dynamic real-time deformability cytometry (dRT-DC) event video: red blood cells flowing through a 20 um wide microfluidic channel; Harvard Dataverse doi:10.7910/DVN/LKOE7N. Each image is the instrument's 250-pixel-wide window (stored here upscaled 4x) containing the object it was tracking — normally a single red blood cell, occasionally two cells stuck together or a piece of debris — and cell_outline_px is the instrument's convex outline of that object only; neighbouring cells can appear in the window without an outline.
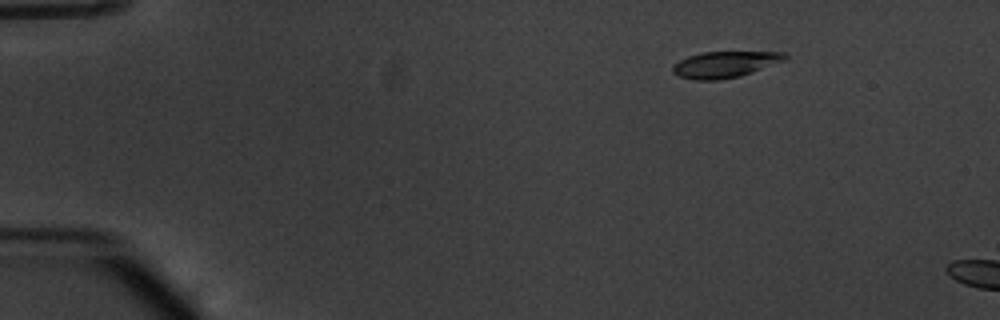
{"species": "common noctule bat (a hibernating species)", "species_latin": "Nyctalus noctula", "temperature_condition": "warm", "stored_images_in_passage": 5, "camera_frame_rate_fps": 3000, "um_per_image_px": 0.085, "animal": {"sex": "male", "body_mass_g": 20.1, "forearm_length_mm": 53.5}, "frame": {"image": 1, "passage_image": 1, "time_ms": 0.0, "image_size_px": [1000, 320], "cell_outline_px": [[788, 56], [784, 60], [752, 72], [740, 76], [720, 80], [696, 80], [676, 76], [672, 72], [672, 64], [688, 56], [704, 52], [784, 52]], "centroid_in_image_um": [61.56, 5.48], "position_along_channel_um": 23.4, "area_um2": 17.11}}